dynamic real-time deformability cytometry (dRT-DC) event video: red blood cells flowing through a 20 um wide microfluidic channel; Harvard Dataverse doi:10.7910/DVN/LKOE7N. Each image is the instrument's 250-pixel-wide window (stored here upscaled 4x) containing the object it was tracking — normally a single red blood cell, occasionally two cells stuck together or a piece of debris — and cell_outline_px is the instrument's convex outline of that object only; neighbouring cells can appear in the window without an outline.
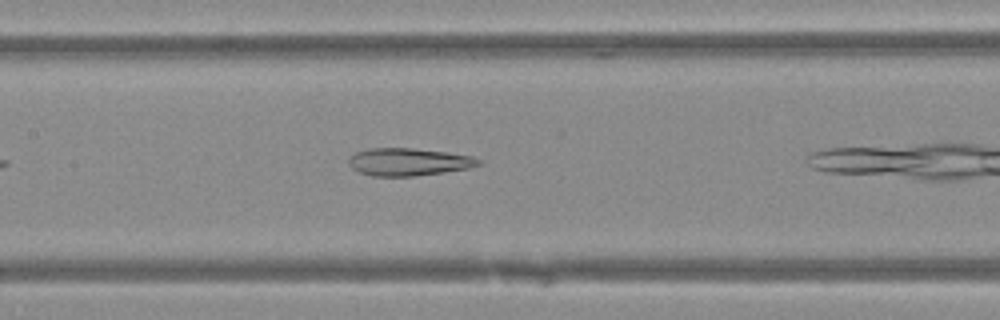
{"species": "Egyptian fruit bat (a non-hibernating species)", "species_latin": "Rousettus aegyptiacus", "temperature_condition": "warm", "stored_images_in_passage": 23, "camera_frame_rate_fps": 3000, "um_per_image_px": 0.085, "animal": {"sex": "female"}, "frame": {"image": 1, "passage_image": 7, "time_ms": 2.0, "image_size_px": [1000, 320], "cell_outline_px": [[480, 164], [468, 168], [444, 172], [416, 176], [372, 176], [360, 172], [352, 168], [348, 164], [348, 160], [356, 152], [368, 148], [412, 148], [448, 152], [472, 156], [480, 160]], "centroid_in_image_um": [34.71, 13.76], "position_along_channel_um": 172.7, "area_um2": 20.81}}
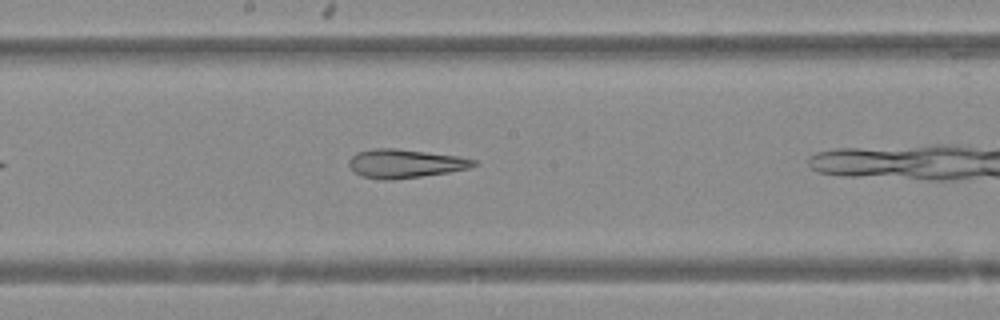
{"frame": {"image": 2, "passage_image": 10, "time_ms": 3.0, "image_size_px": [1000, 320], "cell_outline_px": [[480, 164], [468, 168], [448, 172], [392, 180], [384, 180], [364, 176], [356, 172], [348, 164], [348, 160], [356, 152], [372, 148], [396, 148], [456, 156], [476, 160]], "centroid_in_image_um": [34.42, 13.89], "position_along_channel_um": 213.8, "area_um2": 20.63}}